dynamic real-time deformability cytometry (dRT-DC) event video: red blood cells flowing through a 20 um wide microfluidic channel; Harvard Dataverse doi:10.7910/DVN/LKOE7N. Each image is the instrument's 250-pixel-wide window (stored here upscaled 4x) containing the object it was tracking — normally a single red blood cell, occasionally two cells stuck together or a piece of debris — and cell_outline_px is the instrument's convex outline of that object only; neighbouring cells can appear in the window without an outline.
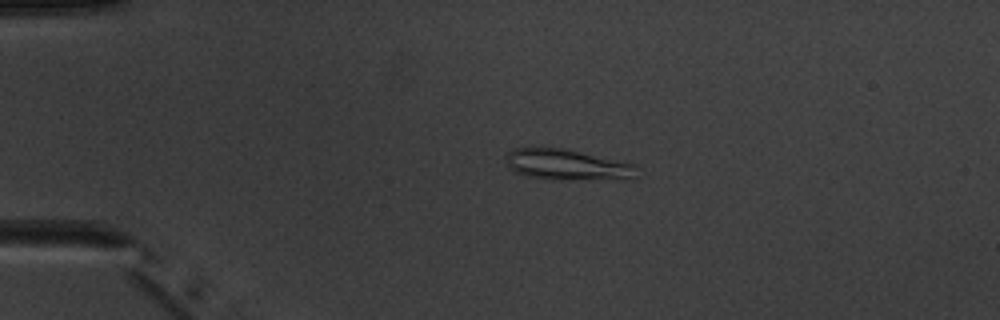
{"species": "common noctule bat (a hibernating species)", "species_latin": "Nyctalus noctula", "temperature_condition": "warm", "stored_images_in_passage": 4, "camera_frame_rate_fps": 3000, "um_per_image_px": 0.085, "animal": {"sex": "male", "body_mass_g": 20.1, "forearm_length_mm": 53.5}, "frame": {"image": 1, "passage_image": 3, "time_ms": 2.333, "image_size_px": [1000, 320], "cell_outline_px": [[636, 180], [552, 180], [528, 176], [512, 172], [504, 156], [512, 148], [568, 148], [636, 164]], "centroid_in_image_um": [48.27, 14.02], "position_along_channel_um": 36.7, "area_um2": 24.39}}
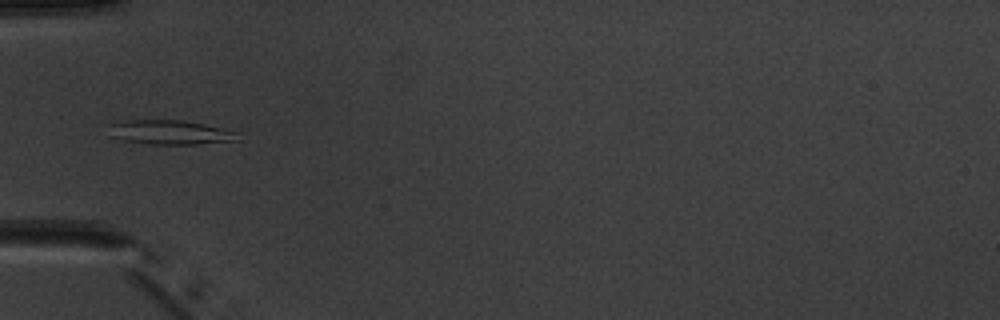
{"frame": {"image": 2, "passage_image": 4, "time_ms": 4.333, "image_size_px": [1000, 320], "cell_outline_px": [[240, 132], [236, 140], [196, 144], [152, 144], [124, 140], [112, 136], [108, 124], [124, 120], [184, 120], [204, 124]], "centroid_in_image_um": [14.46, 11.23], "position_along_channel_um": 70.5, "area_um2": 18.15}}